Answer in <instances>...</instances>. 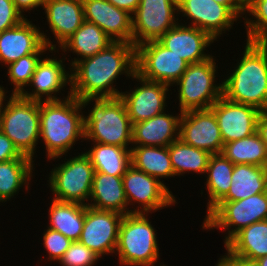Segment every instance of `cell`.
<instances>
[{"label": "cell", "instance_id": "e575fe53", "mask_svg": "<svg viewBox=\"0 0 267 266\" xmlns=\"http://www.w3.org/2000/svg\"><path fill=\"white\" fill-rule=\"evenodd\" d=\"M244 15L246 41L267 43V0H248Z\"/></svg>", "mask_w": 267, "mask_h": 266}, {"label": "cell", "instance_id": "f546056e", "mask_svg": "<svg viewBox=\"0 0 267 266\" xmlns=\"http://www.w3.org/2000/svg\"><path fill=\"white\" fill-rule=\"evenodd\" d=\"M89 150L83 152L94 170L103 174L123 176L131 166V148L92 142Z\"/></svg>", "mask_w": 267, "mask_h": 266}, {"label": "cell", "instance_id": "836d02e7", "mask_svg": "<svg viewBox=\"0 0 267 266\" xmlns=\"http://www.w3.org/2000/svg\"><path fill=\"white\" fill-rule=\"evenodd\" d=\"M168 150L175 176H184L189 172L205 175L212 154L186 144L179 138L168 146Z\"/></svg>", "mask_w": 267, "mask_h": 266}, {"label": "cell", "instance_id": "4316f807", "mask_svg": "<svg viewBox=\"0 0 267 266\" xmlns=\"http://www.w3.org/2000/svg\"><path fill=\"white\" fill-rule=\"evenodd\" d=\"M231 186L220 201H237L267 191V167L235 164Z\"/></svg>", "mask_w": 267, "mask_h": 266}, {"label": "cell", "instance_id": "ffe728a7", "mask_svg": "<svg viewBox=\"0 0 267 266\" xmlns=\"http://www.w3.org/2000/svg\"><path fill=\"white\" fill-rule=\"evenodd\" d=\"M29 20L26 18L18 25L0 33V63L8 66L23 56L51 51L44 44L39 25L37 27Z\"/></svg>", "mask_w": 267, "mask_h": 266}, {"label": "cell", "instance_id": "4fadbf2b", "mask_svg": "<svg viewBox=\"0 0 267 266\" xmlns=\"http://www.w3.org/2000/svg\"><path fill=\"white\" fill-rule=\"evenodd\" d=\"M124 215L86 206L85 221L79 242L102 259L116 252L119 226Z\"/></svg>", "mask_w": 267, "mask_h": 266}, {"label": "cell", "instance_id": "74e56055", "mask_svg": "<svg viewBox=\"0 0 267 266\" xmlns=\"http://www.w3.org/2000/svg\"><path fill=\"white\" fill-rule=\"evenodd\" d=\"M72 242V240L64 236L62 233L47 227L43 232L42 244L47 251V261L50 260L58 263Z\"/></svg>", "mask_w": 267, "mask_h": 266}, {"label": "cell", "instance_id": "9c48e42d", "mask_svg": "<svg viewBox=\"0 0 267 266\" xmlns=\"http://www.w3.org/2000/svg\"><path fill=\"white\" fill-rule=\"evenodd\" d=\"M64 163L56 164L49 173L48 186L54 200L88 205L95 170L89 158L81 152ZM86 201V202H85Z\"/></svg>", "mask_w": 267, "mask_h": 266}, {"label": "cell", "instance_id": "7c38bea8", "mask_svg": "<svg viewBox=\"0 0 267 266\" xmlns=\"http://www.w3.org/2000/svg\"><path fill=\"white\" fill-rule=\"evenodd\" d=\"M178 16L177 0H140L132 15L133 45L158 40L181 21Z\"/></svg>", "mask_w": 267, "mask_h": 266}, {"label": "cell", "instance_id": "f35d334b", "mask_svg": "<svg viewBox=\"0 0 267 266\" xmlns=\"http://www.w3.org/2000/svg\"><path fill=\"white\" fill-rule=\"evenodd\" d=\"M25 19L26 17L15 7L13 0H0V33Z\"/></svg>", "mask_w": 267, "mask_h": 266}, {"label": "cell", "instance_id": "1f68e13d", "mask_svg": "<svg viewBox=\"0 0 267 266\" xmlns=\"http://www.w3.org/2000/svg\"><path fill=\"white\" fill-rule=\"evenodd\" d=\"M234 164L222 154H213L206 169V191L209 196L208 213L229 191Z\"/></svg>", "mask_w": 267, "mask_h": 266}, {"label": "cell", "instance_id": "8d00e7d4", "mask_svg": "<svg viewBox=\"0 0 267 266\" xmlns=\"http://www.w3.org/2000/svg\"><path fill=\"white\" fill-rule=\"evenodd\" d=\"M99 259V255L81 242L73 241L58 263L62 266H94Z\"/></svg>", "mask_w": 267, "mask_h": 266}, {"label": "cell", "instance_id": "5b68a950", "mask_svg": "<svg viewBox=\"0 0 267 266\" xmlns=\"http://www.w3.org/2000/svg\"><path fill=\"white\" fill-rule=\"evenodd\" d=\"M9 96L0 108V131L22 155L33 160L40 141V101L14 94Z\"/></svg>", "mask_w": 267, "mask_h": 266}, {"label": "cell", "instance_id": "ab89813d", "mask_svg": "<svg viewBox=\"0 0 267 266\" xmlns=\"http://www.w3.org/2000/svg\"><path fill=\"white\" fill-rule=\"evenodd\" d=\"M13 159H31L22 155L14 143L0 131V162Z\"/></svg>", "mask_w": 267, "mask_h": 266}, {"label": "cell", "instance_id": "52a82bcc", "mask_svg": "<svg viewBox=\"0 0 267 266\" xmlns=\"http://www.w3.org/2000/svg\"><path fill=\"white\" fill-rule=\"evenodd\" d=\"M215 61L212 56L206 61L189 64L173 84L177 85L179 112L209 109L222 96V81L216 84L218 64Z\"/></svg>", "mask_w": 267, "mask_h": 266}, {"label": "cell", "instance_id": "d6a6232c", "mask_svg": "<svg viewBox=\"0 0 267 266\" xmlns=\"http://www.w3.org/2000/svg\"><path fill=\"white\" fill-rule=\"evenodd\" d=\"M221 154L235 164L267 167V148L256 132L223 145Z\"/></svg>", "mask_w": 267, "mask_h": 266}, {"label": "cell", "instance_id": "d590c367", "mask_svg": "<svg viewBox=\"0 0 267 266\" xmlns=\"http://www.w3.org/2000/svg\"><path fill=\"white\" fill-rule=\"evenodd\" d=\"M43 55L29 54L7 66L8 81L14 85L11 94L19 95L27 87Z\"/></svg>", "mask_w": 267, "mask_h": 266}, {"label": "cell", "instance_id": "ac0fdd59", "mask_svg": "<svg viewBox=\"0 0 267 266\" xmlns=\"http://www.w3.org/2000/svg\"><path fill=\"white\" fill-rule=\"evenodd\" d=\"M209 109L216 117L224 144L257 132L262 112L253 106L233 102L222 95Z\"/></svg>", "mask_w": 267, "mask_h": 266}, {"label": "cell", "instance_id": "f6af8a7d", "mask_svg": "<svg viewBox=\"0 0 267 266\" xmlns=\"http://www.w3.org/2000/svg\"><path fill=\"white\" fill-rule=\"evenodd\" d=\"M215 266H250L229 258L227 255H221Z\"/></svg>", "mask_w": 267, "mask_h": 266}, {"label": "cell", "instance_id": "7bdbcfd3", "mask_svg": "<svg viewBox=\"0 0 267 266\" xmlns=\"http://www.w3.org/2000/svg\"><path fill=\"white\" fill-rule=\"evenodd\" d=\"M119 9L127 11L133 15L140 4V0H107Z\"/></svg>", "mask_w": 267, "mask_h": 266}, {"label": "cell", "instance_id": "9a60e30c", "mask_svg": "<svg viewBox=\"0 0 267 266\" xmlns=\"http://www.w3.org/2000/svg\"><path fill=\"white\" fill-rule=\"evenodd\" d=\"M177 3L178 14L191 21L187 26L203 30L215 42L221 35L227 31L230 32L234 22L239 21V18L227 6L214 0H177Z\"/></svg>", "mask_w": 267, "mask_h": 266}, {"label": "cell", "instance_id": "d4e9b609", "mask_svg": "<svg viewBox=\"0 0 267 266\" xmlns=\"http://www.w3.org/2000/svg\"><path fill=\"white\" fill-rule=\"evenodd\" d=\"M87 206L117 212L122 215L130 214L131 207H128L122 176H113L95 171Z\"/></svg>", "mask_w": 267, "mask_h": 266}, {"label": "cell", "instance_id": "c3c4849f", "mask_svg": "<svg viewBox=\"0 0 267 266\" xmlns=\"http://www.w3.org/2000/svg\"><path fill=\"white\" fill-rule=\"evenodd\" d=\"M160 265H158V266H167V265H165V264H163V263H159Z\"/></svg>", "mask_w": 267, "mask_h": 266}, {"label": "cell", "instance_id": "7a4b0ae2", "mask_svg": "<svg viewBox=\"0 0 267 266\" xmlns=\"http://www.w3.org/2000/svg\"><path fill=\"white\" fill-rule=\"evenodd\" d=\"M62 100L40 101V139L46 158L61 159L79 140H85L84 108L71 91Z\"/></svg>", "mask_w": 267, "mask_h": 266}, {"label": "cell", "instance_id": "b9f144b4", "mask_svg": "<svg viewBox=\"0 0 267 266\" xmlns=\"http://www.w3.org/2000/svg\"><path fill=\"white\" fill-rule=\"evenodd\" d=\"M221 5L227 6L238 18H244L245 3L242 0H214ZM243 17H242V16Z\"/></svg>", "mask_w": 267, "mask_h": 266}, {"label": "cell", "instance_id": "5bb4252c", "mask_svg": "<svg viewBox=\"0 0 267 266\" xmlns=\"http://www.w3.org/2000/svg\"><path fill=\"white\" fill-rule=\"evenodd\" d=\"M139 82L135 89L121 92L120 98L124 101L131 124L150 119L166 110L167 94L171 86L155 81L143 79L138 74L131 78ZM140 84V85H139Z\"/></svg>", "mask_w": 267, "mask_h": 266}, {"label": "cell", "instance_id": "f1b7e54d", "mask_svg": "<svg viewBox=\"0 0 267 266\" xmlns=\"http://www.w3.org/2000/svg\"><path fill=\"white\" fill-rule=\"evenodd\" d=\"M131 151V165L146 174L161 179L174 178L168 146H133Z\"/></svg>", "mask_w": 267, "mask_h": 266}, {"label": "cell", "instance_id": "30bf717a", "mask_svg": "<svg viewBox=\"0 0 267 266\" xmlns=\"http://www.w3.org/2000/svg\"><path fill=\"white\" fill-rule=\"evenodd\" d=\"M122 182L128 206L132 205L131 213L152 214L178 204L168 186L132 165L122 176Z\"/></svg>", "mask_w": 267, "mask_h": 266}, {"label": "cell", "instance_id": "3957f363", "mask_svg": "<svg viewBox=\"0 0 267 266\" xmlns=\"http://www.w3.org/2000/svg\"><path fill=\"white\" fill-rule=\"evenodd\" d=\"M245 44L236 67L222 81V95L267 112V43Z\"/></svg>", "mask_w": 267, "mask_h": 266}, {"label": "cell", "instance_id": "8992f818", "mask_svg": "<svg viewBox=\"0 0 267 266\" xmlns=\"http://www.w3.org/2000/svg\"><path fill=\"white\" fill-rule=\"evenodd\" d=\"M149 213L123 216L115 255L120 266H155L160 258L157 233L148 219Z\"/></svg>", "mask_w": 267, "mask_h": 266}, {"label": "cell", "instance_id": "2e32d148", "mask_svg": "<svg viewBox=\"0 0 267 266\" xmlns=\"http://www.w3.org/2000/svg\"><path fill=\"white\" fill-rule=\"evenodd\" d=\"M52 56L46 55V58H42L37 64L36 70L31 77V81L27 85L31 86L29 89H24L19 95L28 100L36 101H50V100H62L58 97L57 93L64 91L66 86H71V71L66 70L64 64L65 58H56V52L58 50H51ZM53 52L55 54H53ZM51 57V58H50ZM44 97V98H43Z\"/></svg>", "mask_w": 267, "mask_h": 266}, {"label": "cell", "instance_id": "ee69618b", "mask_svg": "<svg viewBox=\"0 0 267 266\" xmlns=\"http://www.w3.org/2000/svg\"><path fill=\"white\" fill-rule=\"evenodd\" d=\"M257 133L267 148V112H262L258 118Z\"/></svg>", "mask_w": 267, "mask_h": 266}, {"label": "cell", "instance_id": "8fae6325", "mask_svg": "<svg viewBox=\"0 0 267 266\" xmlns=\"http://www.w3.org/2000/svg\"><path fill=\"white\" fill-rule=\"evenodd\" d=\"M136 74L143 79L165 83L169 86L182 76L189 63L158 40L135 47Z\"/></svg>", "mask_w": 267, "mask_h": 266}, {"label": "cell", "instance_id": "484cf974", "mask_svg": "<svg viewBox=\"0 0 267 266\" xmlns=\"http://www.w3.org/2000/svg\"><path fill=\"white\" fill-rule=\"evenodd\" d=\"M114 41L96 24L84 21L73 35L59 48L62 52L77 55L70 61L69 70L80 60L91 57ZM68 51V52H67ZM80 56V57H79Z\"/></svg>", "mask_w": 267, "mask_h": 266}, {"label": "cell", "instance_id": "83f0119b", "mask_svg": "<svg viewBox=\"0 0 267 266\" xmlns=\"http://www.w3.org/2000/svg\"><path fill=\"white\" fill-rule=\"evenodd\" d=\"M48 210V228L62 233L72 241H78L83 229L86 205L52 199Z\"/></svg>", "mask_w": 267, "mask_h": 266}, {"label": "cell", "instance_id": "cb8c5ba5", "mask_svg": "<svg viewBox=\"0 0 267 266\" xmlns=\"http://www.w3.org/2000/svg\"><path fill=\"white\" fill-rule=\"evenodd\" d=\"M224 248L229 258L250 264L267 256V220L255 222L237 232Z\"/></svg>", "mask_w": 267, "mask_h": 266}, {"label": "cell", "instance_id": "7402d4cb", "mask_svg": "<svg viewBox=\"0 0 267 266\" xmlns=\"http://www.w3.org/2000/svg\"><path fill=\"white\" fill-rule=\"evenodd\" d=\"M187 23H178L162 35L158 41L189 64L208 60L213 55L206 53V48L215 43V40L203 30L187 26Z\"/></svg>", "mask_w": 267, "mask_h": 266}, {"label": "cell", "instance_id": "6da1fadb", "mask_svg": "<svg viewBox=\"0 0 267 266\" xmlns=\"http://www.w3.org/2000/svg\"><path fill=\"white\" fill-rule=\"evenodd\" d=\"M71 94L86 98H116L122 92L115 88L119 75L132 78L136 73L135 46L113 42L101 52L78 61L71 68Z\"/></svg>", "mask_w": 267, "mask_h": 266}, {"label": "cell", "instance_id": "bcb514c9", "mask_svg": "<svg viewBox=\"0 0 267 266\" xmlns=\"http://www.w3.org/2000/svg\"><path fill=\"white\" fill-rule=\"evenodd\" d=\"M250 266H267V256L260 257L256 261L249 264Z\"/></svg>", "mask_w": 267, "mask_h": 266}, {"label": "cell", "instance_id": "d6986e66", "mask_svg": "<svg viewBox=\"0 0 267 266\" xmlns=\"http://www.w3.org/2000/svg\"><path fill=\"white\" fill-rule=\"evenodd\" d=\"M179 139L210 154H221L224 142L214 113L210 109L182 113Z\"/></svg>", "mask_w": 267, "mask_h": 266}, {"label": "cell", "instance_id": "60d3db41", "mask_svg": "<svg viewBox=\"0 0 267 266\" xmlns=\"http://www.w3.org/2000/svg\"><path fill=\"white\" fill-rule=\"evenodd\" d=\"M15 7L21 12V14L23 16L24 13L28 11V13H30L29 11H35V9L37 10L39 7L42 8L43 5V0H13Z\"/></svg>", "mask_w": 267, "mask_h": 266}, {"label": "cell", "instance_id": "277c9868", "mask_svg": "<svg viewBox=\"0 0 267 266\" xmlns=\"http://www.w3.org/2000/svg\"><path fill=\"white\" fill-rule=\"evenodd\" d=\"M80 101L84 109L91 103L93 105L92 109H88V115L84 114V141L132 147V124L120 97L86 98Z\"/></svg>", "mask_w": 267, "mask_h": 266}, {"label": "cell", "instance_id": "e0dca14e", "mask_svg": "<svg viewBox=\"0 0 267 266\" xmlns=\"http://www.w3.org/2000/svg\"><path fill=\"white\" fill-rule=\"evenodd\" d=\"M42 8L46 15L50 32L54 35V40L56 39L51 41L49 36L44 31H41L44 44L51 50H59L85 21L83 1L43 0Z\"/></svg>", "mask_w": 267, "mask_h": 266}, {"label": "cell", "instance_id": "44dd1931", "mask_svg": "<svg viewBox=\"0 0 267 266\" xmlns=\"http://www.w3.org/2000/svg\"><path fill=\"white\" fill-rule=\"evenodd\" d=\"M84 20L96 24L114 42L133 44L132 15L107 0H82Z\"/></svg>", "mask_w": 267, "mask_h": 266}, {"label": "cell", "instance_id": "ba28073f", "mask_svg": "<svg viewBox=\"0 0 267 266\" xmlns=\"http://www.w3.org/2000/svg\"><path fill=\"white\" fill-rule=\"evenodd\" d=\"M267 220V191L237 201H219L201 225L204 230H225L224 245L241 229Z\"/></svg>", "mask_w": 267, "mask_h": 266}, {"label": "cell", "instance_id": "7dc6e473", "mask_svg": "<svg viewBox=\"0 0 267 266\" xmlns=\"http://www.w3.org/2000/svg\"><path fill=\"white\" fill-rule=\"evenodd\" d=\"M5 89L6 88H4L3 86L0 85V108H1V105H2L5 97L7 96L6 93H8V91Z\"/></svg>", "mask_w": 267, "mask_h": 266}, {"label": "cell", "instance_id": "603a6c76", "mask_svg": "<svg viewBox=\"0 0 267 266\" xmlns=\"http://www.w3.org/2000/svg\"><path fill=\"white\" fill-rule=\"evenodd\" d=\"M181 116L165 111L132 124V146H169L179 138Z\"/></svg>", "mask_w": 267, "mask_h": 266}, {"label": "cell", "instance_id": "4dcf8cb0", "mask_svg": "<svg viewBox=\"0 0 267 266\" xmlns=\"http://www.w3.org/2000/svg\"><path fill=\"white\" fill-rule=\"evenodd\" d=\"M34 160L13 159L0 162V204L11 200L20 191L30 188V182L34 171ZM26 186V187H25Z\"/></svg>", "mask_w": 267, "mask_h": 266}]
</instances>
